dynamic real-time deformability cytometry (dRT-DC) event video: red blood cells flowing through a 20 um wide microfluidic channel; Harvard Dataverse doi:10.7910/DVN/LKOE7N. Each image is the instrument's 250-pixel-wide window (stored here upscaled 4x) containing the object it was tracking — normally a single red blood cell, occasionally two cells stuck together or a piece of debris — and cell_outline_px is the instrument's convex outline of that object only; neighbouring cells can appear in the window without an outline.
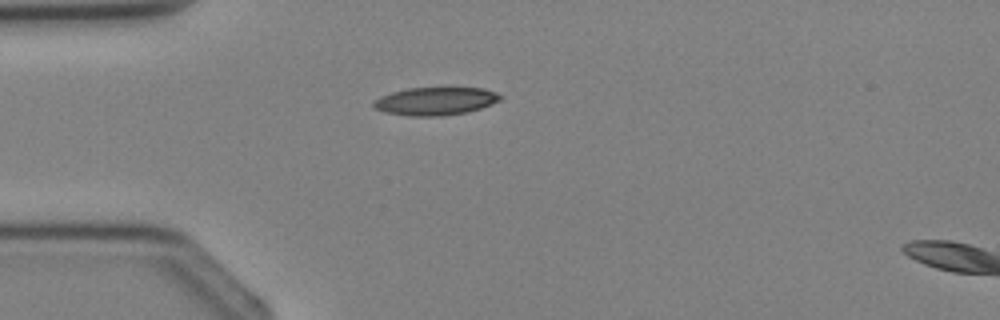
{"species": "Egyptian fruit bat (a non-hibernating species)", "species_latin": "Rousettus aegyptiacus", "temperature_condition": "cold", "stored_images_in_passage": 2, "segment_of_instrument_passage": [1, 2], "camera_frame_rate_fps": 3000, "um_per_image_px": 0.085, "animal": {"sex": "female"}, "frame": {"image": 1, "passage_image": 1, "time_ms": 0.0, "image_size_px": [1000, 320], "cell_outline_px": [[504, 96], [500, 100], [492, 104], [468, 112], [444, 116], [408, 116], [384, 112], [372, 108], [372, 104], [380, 96], [392, 92], [408, 88], [484, 88], [496, 92]], "centroid_in_image_um": [37.02, 8.6], "position_along_channel_um": 48.0, "area_um2": 20.81}}